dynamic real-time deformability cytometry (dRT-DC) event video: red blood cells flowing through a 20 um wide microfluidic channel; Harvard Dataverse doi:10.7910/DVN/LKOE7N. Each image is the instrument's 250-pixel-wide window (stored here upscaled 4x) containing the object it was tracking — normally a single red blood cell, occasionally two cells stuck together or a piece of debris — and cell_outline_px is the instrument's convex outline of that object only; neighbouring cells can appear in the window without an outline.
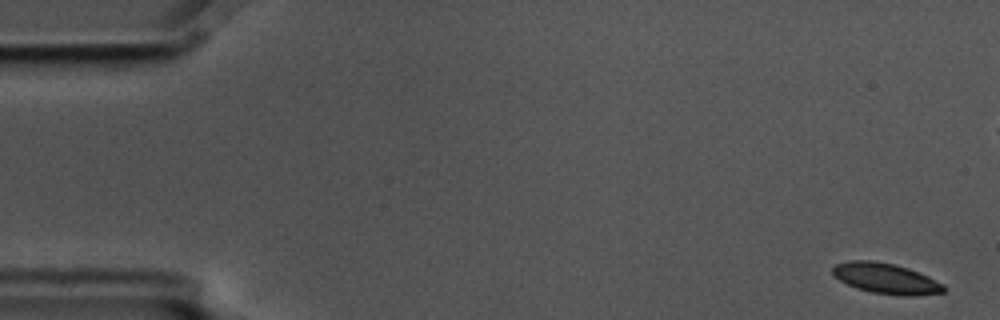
{"species": "common noctule bat (a hibernating species)", "species_latin": "Nyctalus noctula", "temperature_condition": "cold", "stored_images_in_passage": 6, "camera_frame_rate_fps": 3000, "um_per_image_px": 0.085, "animal": {"sex": "male", "body_mass_g": 17.5, "forearm_length_mm": 52.3}, "frame": {"image": 1, "passage_image": 1, "time_ms": 0.0, "image_size_px": [1000, 320], "cell_outline_px": [[944, 292], [912, 296], [904, 296], [872, 292], [856, 288], [840, 280], [832, 272], [832, 268], [836, 264], [848, 260], [872, 260], [892, 264], [908, 268], [928, 276], [944, 284]], "centroid_in_image_um": [75.3, 23.66], "position_along_channel_um": 9.7, "area_um2": 19.59}}